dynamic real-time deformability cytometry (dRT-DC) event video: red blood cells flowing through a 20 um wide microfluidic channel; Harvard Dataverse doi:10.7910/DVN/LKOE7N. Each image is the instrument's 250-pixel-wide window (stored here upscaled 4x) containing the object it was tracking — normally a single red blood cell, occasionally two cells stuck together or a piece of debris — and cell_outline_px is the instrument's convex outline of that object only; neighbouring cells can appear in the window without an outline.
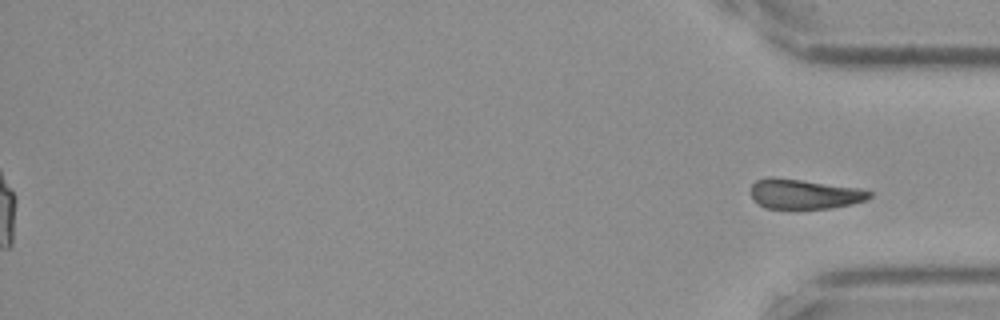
{"species": "Egyptian fruit bat (a non-hibernating species)", "species_latin": "Rousettus aegyptiacus", "temperature_condition": "cold", "stored_images_in_passage": 58, "segment_of_instrument_passage": [2, 2], "camera_frame_rate_fps": 3000, "um_per_image_px": 0.085, "frame": {"image": 1, "passage_image": 58, "time_ms": 19.0, "image_size_px": [1000, 320], "cell_outline_px": [[872, 196], [868, 200], [852, 204], [832, 208], [764, 208], [756, 204], [752, 200], [752, 184], [756, 180], [800, 180], [860, 188], [872, 192]], "centroid_in_image_um": [68.44, 16.54], "position_along_channel_um": 366.8, "area_um2": 20.06}}